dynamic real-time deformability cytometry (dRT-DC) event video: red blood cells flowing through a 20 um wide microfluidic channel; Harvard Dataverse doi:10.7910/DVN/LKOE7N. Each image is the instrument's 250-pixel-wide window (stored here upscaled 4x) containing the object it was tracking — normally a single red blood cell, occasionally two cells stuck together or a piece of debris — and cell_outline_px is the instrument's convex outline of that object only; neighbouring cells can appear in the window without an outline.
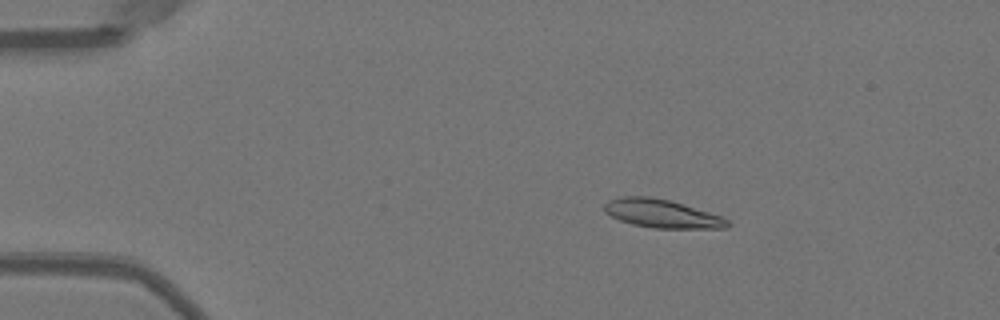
{"species": "Egyptian fruit bat (a non-hibernating species)", "species_latin": "Rousettus aegyptiacus", "temperature_condition": "warm", "stored_images_in_passage": 45, "camera_frame_rate_fps": 3000, "um_per_image_px": 0.085, "animal": {"sex": "female"}, "frame": {"image": 1, "passage_image": 3, "time_ms": 0.667, "image_size_px": [1000, 320], "cell_outline_px": [[732, 224], [728, 228], [652, 228], [632, 224], [620, 220], [604, 212], [604, 204], [608, 200], [620, 196], [648, 196], [668, 200], [708, 212], [720, 216], [728, 220]], "centroid_in_image_um": [56.23, 18.16], "position_along_channel_um": 28.8, "area_um2": 20.23}}
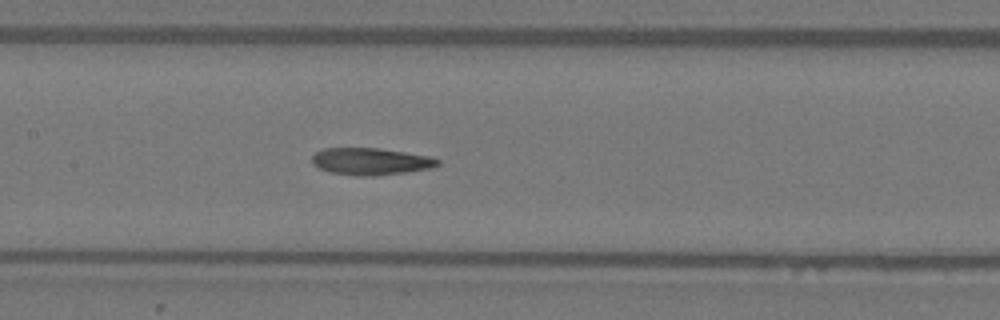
{"frame": {"image": 2, "passage_image": 19, "time_ms": 6.0, "image_size_px": [1000, 320], "cell_outline_px": [[440, 164], [432, 168], [408, 172], [376, 176], [356, 176], [332, 172], [320, 168], [312, 164], [312, 156], [316, 152], [324, 148], [380, 148], [428, 156], [440, 160]], "centroid_in_image_um": [31.53, 13.72], "position_along_channel_um": 175.9, "area_um2": 19.83}}
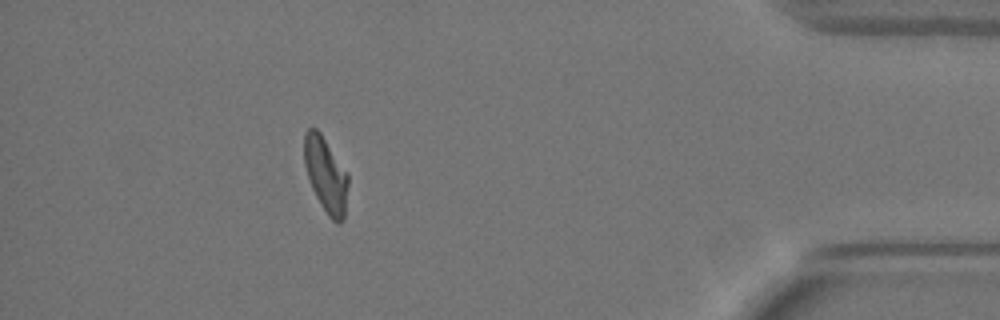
{"frame": {"image": 3, "passage_image": 40, "time_ms": 13.0, "image_size_px": [1000, 320], "cell_outline_px": [[348, 184], [344, 220], [340, 224], [336, 224], [328, 216], [320, 204], [312, 188], [304, 164], [304, 132], [308, 128], [316, 128], [320, 132], [348, 172]], "centroid_in_image_um": [27.7, 14.87], "position_along_channel_um": 407.5, "area_um2": 19.42}, "authors_computed_cell_mechanics": {"area_um2": 19.8254, "velocity_mm_per_s": 3.9987, "shape_relaxation_time_tau1_ms": 5.3463, "shape_relaxation_time_tau2_ms": 4.0394, "deformation_change_tau1": 0.218, "deformation_change_tau2": 0.0999}}